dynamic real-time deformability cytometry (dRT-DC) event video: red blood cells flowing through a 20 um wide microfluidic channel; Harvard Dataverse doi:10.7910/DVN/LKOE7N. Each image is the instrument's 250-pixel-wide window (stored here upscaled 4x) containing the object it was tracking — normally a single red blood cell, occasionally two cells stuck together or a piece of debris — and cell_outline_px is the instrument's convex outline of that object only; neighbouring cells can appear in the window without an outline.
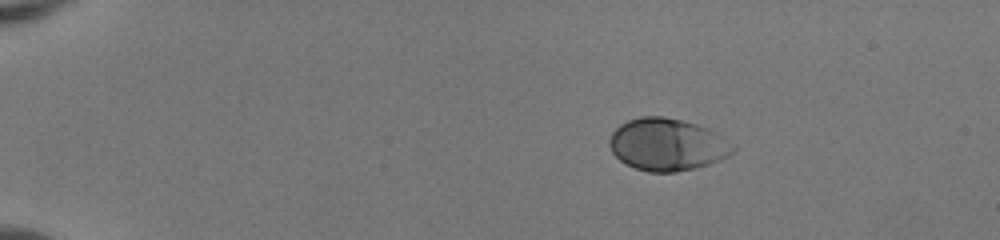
{"species": "human", "species_latin": "Homo sapiens", "temperature_condition": "room temperature", "stored_images_in_passage": 43, "camera_frame_rate_fps": 3000, "um_per_image_px": 0.085, "donor": {"sex": "female"}, "frame": {"image": 1, "passage_image": 1, "time_ms": 0.0, "image_size_px": [1000, 240], "cell_outline_px": [[736, 148], [728, 156], [720, 160], [696, 168], [676, 172], [648, 172], [624, 164], [612, 152], [608, 144], [608, 140], [612, 132], [620, 124], [628, 120], [640, 116], [664, 116], [696, 124], [708, 128], [716, 132]], "centroid_in_image_um": [56.68, 12.29], "position_along_channel_um": 28.3, "area_um2": 37.69}}
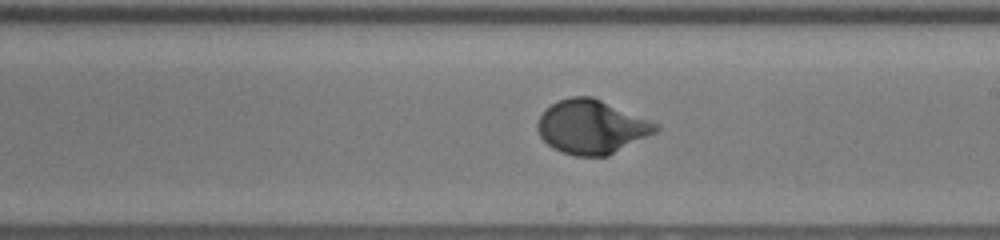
{"frame": {"image": 2, "passage_image": 24, "time_ms": 7.667, "image_size_px": [1000, 240], "cell_outline_px": [[660, 128], [656, 132], [608, 156], [576, 156], [560, 152], [552, 148], [540, 136], [536, 128], [536, 124], [544, 108], [560, 100], [572, 96], [592, 96], [660, 124]], "centroid_in_image_um": [50.27, 10.79], "position_along_channel_um": 238.7, "area_um2": 37.22}}
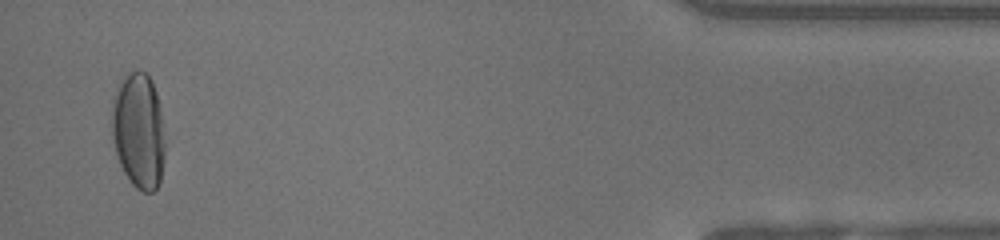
{"frame": {"image": 3, "passage_image": 42, "time_ms": 13.667, "image_size_px": [1000, 240], "cell_outline_px": [[164, 156], [160, 180], [156, 188], [152, 192], [144, 192], [136, 188], [128, 180], [120, 164], [116, 152], [112, 136], [112, 100], [116, 84], [128, 72], [144, 72], [152, 80], [156, 92], [160, 108], [164, 144]], "centroid_in_image_um": [11.75, 11.1], "position_along_channel_um": 423.4, "area_um2": 35.89}, "authors_computed_cell_mechanics": {"area_um2": 36.0094, "velocity_mm_per_s": 4.0844, "shape_relaxation_time_tau1_ms": 2.6601, "shape_relaxation_time_tau2_ms": null, "deformation_change_tau1": 0.1765, "deformation_change_tau2": null}}